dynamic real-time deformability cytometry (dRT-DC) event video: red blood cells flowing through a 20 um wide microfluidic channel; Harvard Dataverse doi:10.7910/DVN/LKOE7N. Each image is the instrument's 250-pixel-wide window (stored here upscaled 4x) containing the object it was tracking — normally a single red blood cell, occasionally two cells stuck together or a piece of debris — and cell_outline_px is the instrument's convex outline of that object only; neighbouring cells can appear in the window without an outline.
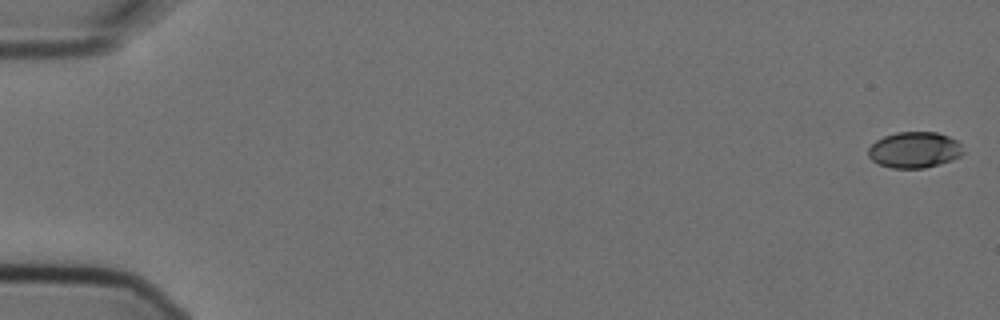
{"species": "Egyptian fruit bat (a non-hibernating species)", "species_latin": "Rousettus aegyptiacus", "temperature_condition": "cold", "stored_images_in_passage": 5, "camera_frame_rate_fps": 3000, "um_per_image_px": 0.085, "animal": {"sex": "female"}, "frame": {"image": 1, "passage_image": 1, "time_ms": 0.0, "image_size_px": [1000, 320], "cell_outline_px": [[964, 152], [960, 156], [952, 160], [924, 168], [892, 168], [880, 164], [872, 160], [868, 156], [868, 148], [876, 140], [884, 136], [896, 132], [936, 132], [948, 136], [956, 140], [960, 144]], "centroid_in_image_um": [77.72, 12.73], "position_along_channel_um": 7.3, "area_um2": 19.88}}
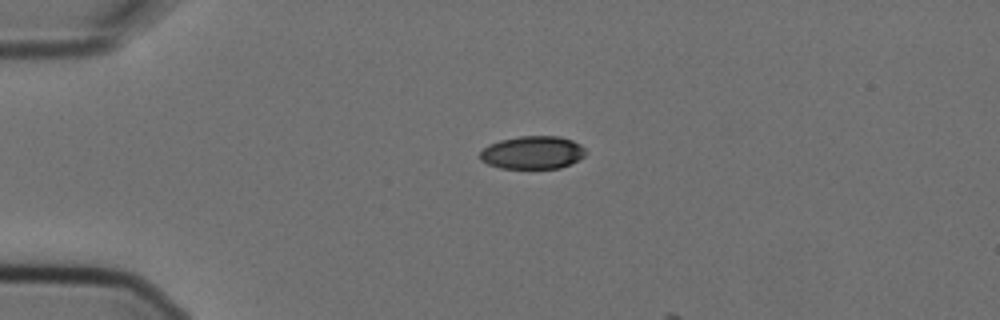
{"frame": {"image": 2, "passage_image": 4, "time_ms": 1.0, "image_size_px": [1000, 320], "cell_outline_px": [[588, 152], [580, 160], [560, 168], [500, 168], [488, 164], [480, 160], [480, 152], [488, 144], [500, 140], [520, 136], [560, 136], [572, 140], [580, 144]], "centroid_in_image_um": [45.29, 12.96], "position_along_channel_um": 39.7, "area_um2": 20.46}}